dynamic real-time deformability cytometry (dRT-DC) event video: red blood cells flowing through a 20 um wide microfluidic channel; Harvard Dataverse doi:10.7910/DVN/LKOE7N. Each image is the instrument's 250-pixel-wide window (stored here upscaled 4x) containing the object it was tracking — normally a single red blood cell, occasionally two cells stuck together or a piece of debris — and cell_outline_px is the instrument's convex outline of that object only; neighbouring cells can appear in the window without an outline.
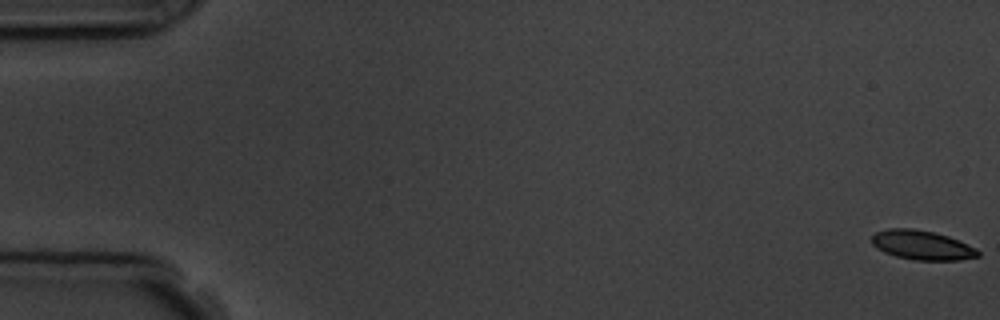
{"species": "common noctule bat (a hibernating species)", "species_latin": "Nyctalus noctula", "temperature_condition": "room temperature", "stored_images_in_passage": 3, "camera_frame_rate_fps": 3000, "um_per_image_px": 0.085, "animal": {"sex": "male", "body_mass_g": 19.5, "forearm_length_mm": 54.6}, "frame": {"image": 1, "passage_image": 1, "time_ms": 0.0, "image_size_px": [1000, 320], "cell_outline_px": [[980, 256], [960, 260], [916, 260], [896, 256], [884, 252], [876, 248], [872, 244], [872, 236], [876, 232], [888, 228], [912, 228], [932, 232], [948, 236], [976, 248], [980, 252]], "centroid_in_image_um": [78.36, 20.84], "position_along_channel_um": 6.6, "area_um2": 18.09}}